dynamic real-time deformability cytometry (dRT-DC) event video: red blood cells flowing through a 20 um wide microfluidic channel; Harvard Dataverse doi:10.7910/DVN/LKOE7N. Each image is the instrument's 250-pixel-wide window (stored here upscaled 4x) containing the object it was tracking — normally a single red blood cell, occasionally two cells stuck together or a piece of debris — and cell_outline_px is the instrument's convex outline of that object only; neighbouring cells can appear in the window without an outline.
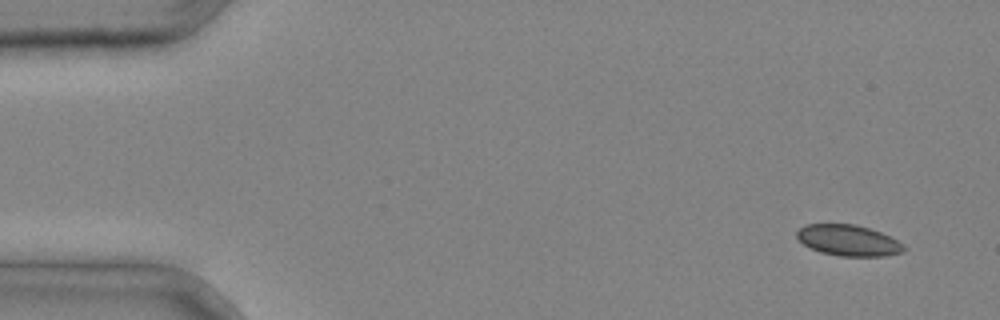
{"species": "common noctule bat (a hibernating species)", "species_latin": "Nyctalus noctula", "temperature_condition": "cold", "stored_images_in_passage": 3, "camera_frame_rate_fps": 3000, "um_per_image_px": 0.085, "animal": {"sex": "male", "body_mass_g": 20.4}, "frame": {"image": 1, "passage_image": 1, "time_ms": 0.0, "image_size_px": [1000, 320], "cell_outline_px": [[908, 248], [904, 252], [884, 256], [840, 256], [820, 252], [804, 244], [796, 236], [796, 232], [804, 224], [856, 224], [880, 232], [904, 244]], "centroid_in_image_um": [72.13, 20.43], "position_along_channel_um": 12.9, "area_um2": 19.31}}